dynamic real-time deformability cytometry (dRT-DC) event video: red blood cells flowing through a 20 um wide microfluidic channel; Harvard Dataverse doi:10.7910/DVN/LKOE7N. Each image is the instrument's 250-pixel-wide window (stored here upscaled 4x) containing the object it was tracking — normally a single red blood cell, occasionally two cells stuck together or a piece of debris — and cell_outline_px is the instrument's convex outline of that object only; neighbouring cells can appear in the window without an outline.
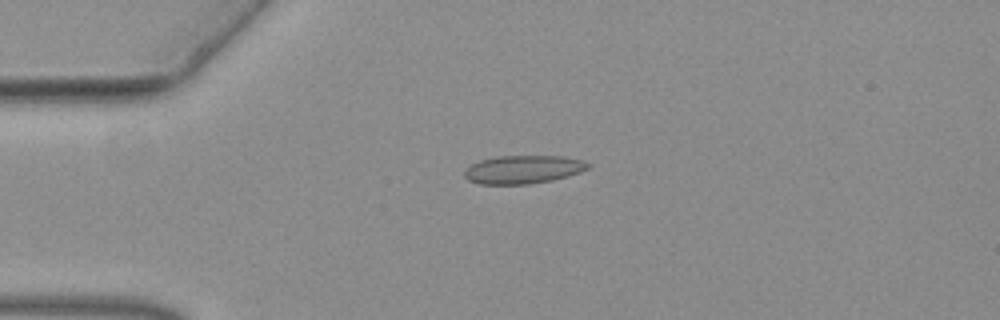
{"species": "common noctule bat (a hibernating species)", "species_latin": "Nyctalus noctula", "temperature_condition": "warm", "stored_images_in_passage": 41, "camera_frame_rate_fps": 3000, "um_per_image_px": 0.085, "animal": {"sex": "female", "body_mass_g": 19.3, "forearm_length_mm": 54.1}, "frame": {"image": 1, "passage_image": 1, "time_ms": 0.0, "image_size_px": [1000, 320], "cell_outline_px": [[592, 164], [588, 168], [580, 172], [568, 176], [552, 180], [528, 184], [480, 184], [468, 180], [464, 176], [464, 172], [472, 164], [480, 160], [496, 156], [564, 156], [584, 160]], "centroid_in_image_um": [44.5, 14.4], "position_along_channel_um": 40.5, "area_um2": 20.4}}
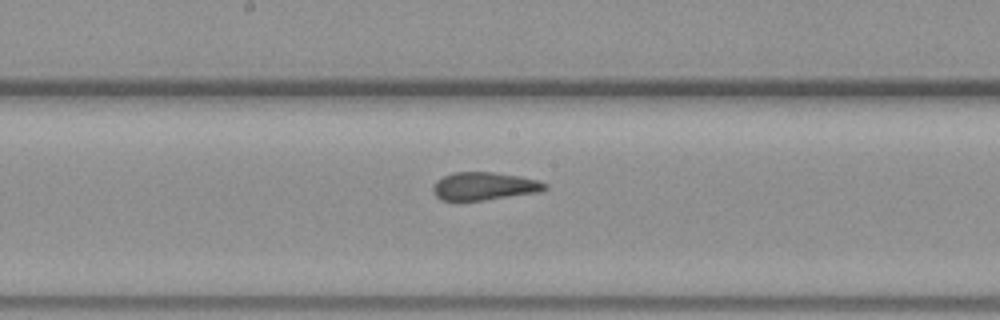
{"frame": {"image": 2, "passage_image": 16, "time_ms": 5.0, "image_size_px": [1000, 320], "cell_outline_px": [[548, 188], [540, 192], [484, 200], [440, 200], [432, 192], [432, 188], [444, 176], [452, 172], [492, 172], [520, 176], [536, 180], [548, 184]], "centroid_in_image_um": [41.19, 15.82], "position_along_channel_um": 207.0, "area_um2": 18.09}}
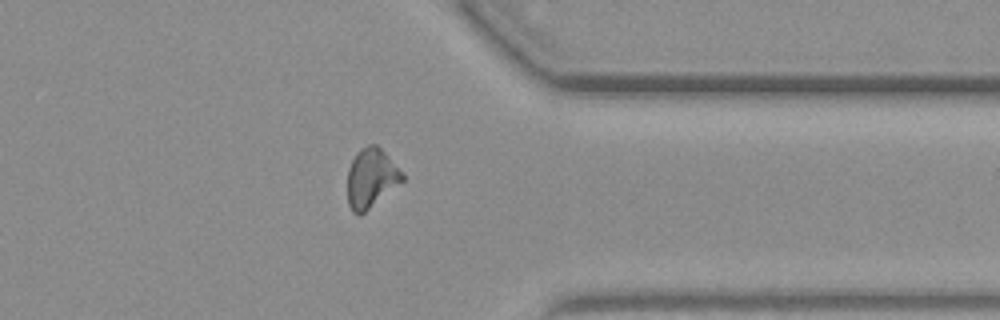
{"frame": {"image": 3, "passage_image": 30, "time_ms": 9.667, "image_size_px": [1000, 320], "cell_outline_px": [[404, 180], [360, 216], [356, 216], [352, 212], [348, 204], [348, 168], [356, 152], [360, 148], [368, 144], [376, 144], [384, 152], [404, 176]], "centroid_in_image_um": [31.51, 15.15], "position_along_channel_um": 379.9, "area_um2": 18.79}}